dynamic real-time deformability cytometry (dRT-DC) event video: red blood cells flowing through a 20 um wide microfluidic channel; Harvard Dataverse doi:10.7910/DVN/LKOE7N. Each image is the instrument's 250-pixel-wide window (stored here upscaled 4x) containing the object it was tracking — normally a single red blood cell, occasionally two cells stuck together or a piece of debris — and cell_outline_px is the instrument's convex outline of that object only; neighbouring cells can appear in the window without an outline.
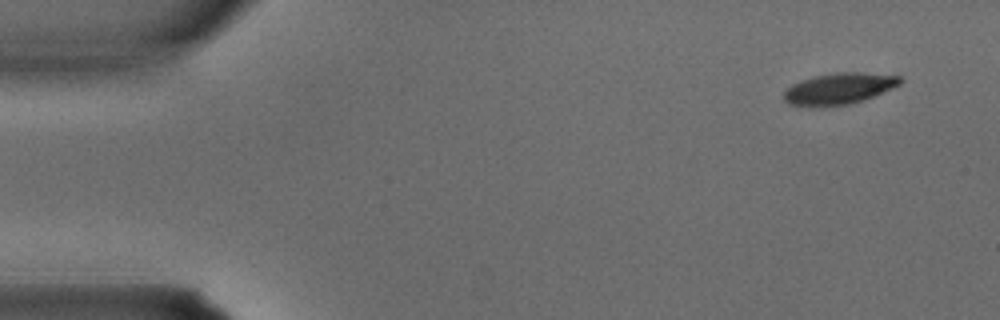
{"species": "common noctule bat (a hibernating species)", "species_latin": "Nyctalus noctula", "temperature_condition": "warm", "stored_images_in_passage": 3, "camera_frame_rate_fps": 3000, "um_per_image_px": 0.085, "animal": {"sex": "male", "body_mass_g": 15.6}, "frame": {"image": 1, "passage_image": 1, "time_ms": 0.0, "image_size_px": [1000, 320], "cell_outline_px": [[904, 80], [900, 84], [892, 88], [872, 96], [848, 104], [820, 108], [808, 108], [788, 104], [784, 100], [784, 92], [792, 84], [812, 76], [836, 72], [860, 72], [900, 76]], "centroid_in_image_um": [71.26, 7.55], "position_along_channel_um": 13.7, "area_um2": 21.44}}
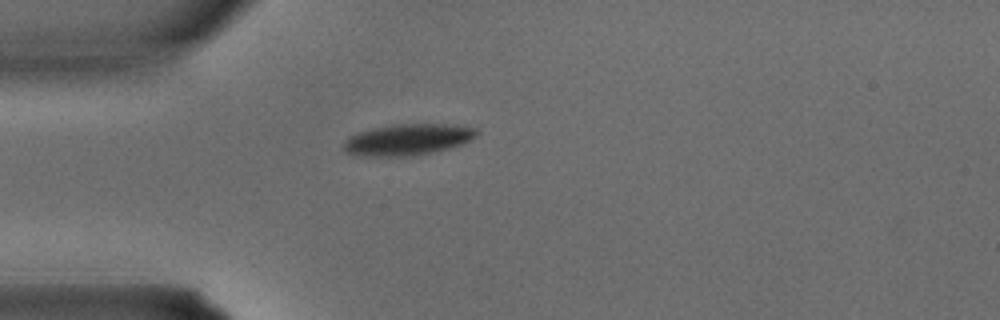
{"frame": {"image": 2, "passage_image": 3, "time_ms": 0.667, "image_size_px": [1000, 320], "cell_outline_px": [[480, 132], [472, 140], [464, 144], [416, 156], [356, 156], [344, 152], [344, 144], [348, 136], [372, 128], [392, 124], [452, 124], [476, 128]], "centroid_in_image_um": [34.68, 11.86], "position_along_channel_um": 50.3, "area_um2": 24.57}}